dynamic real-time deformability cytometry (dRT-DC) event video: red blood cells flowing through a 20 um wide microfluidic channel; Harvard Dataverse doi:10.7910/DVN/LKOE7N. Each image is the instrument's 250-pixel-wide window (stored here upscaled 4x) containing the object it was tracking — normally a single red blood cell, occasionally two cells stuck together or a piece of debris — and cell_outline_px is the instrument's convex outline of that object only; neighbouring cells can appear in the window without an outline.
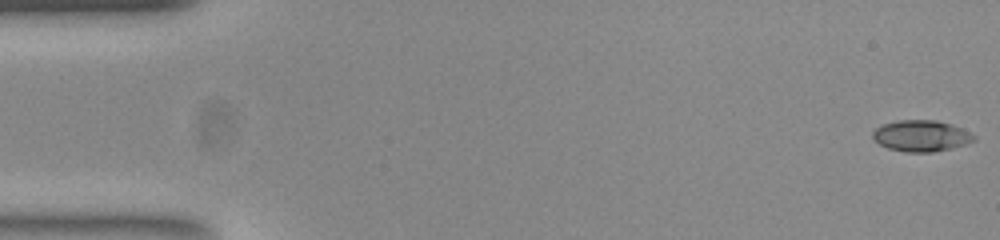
{"species": "common noctule bat (a hibernating species)", "species_latin": "Nyctalus noctula", "temperature_condition": "room temperature", "stored_images_in_passage": 45, "camera_frame_rate_fps": 3000, "um_per_image_px": 0.085, "animal": {"sex": "female", "body_mass_g": 23.0, "forearm_length_mm": 53.4}, "frame": {"image": 1, "passage_image": 1, "time_ms": 0.0, "image_size_px": [1000, 240], "cell_outline_px": [[976, 140], [952, 148], [932, 152], [904, 152], [888, 148], [880, 144], [872, 136], [872, 132], [880, 124], [896, 120], [936, 120], [952, 124], [976, 136]], "centroid_in_image_um": [78.28, 11.54], "position_along_channel_um": 6.7, "area_um2": 18.44}}
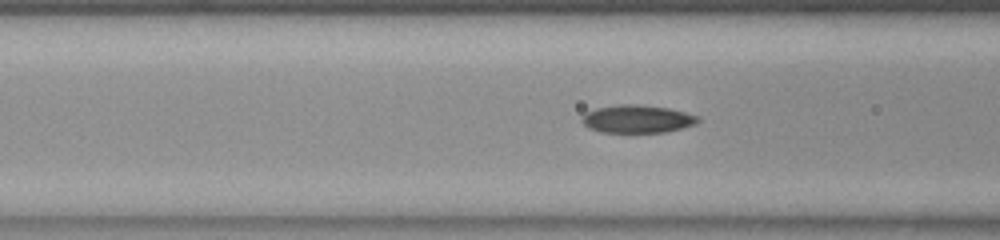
{"frame": {"image": 2, "passage_image": 20, "time_ms": 6.333, "image_size_px": [1000, 240], "cell_outline_px": [[700, 120], [696, 124], [664, 132], [604, 132], [588, 128], [580, 120], [584, 112], [596, 108], [620, 104], [632, 104], [668, 108], [684, 112], [696, 116]], "centroid_in_image_um": [54.11, 10.11], "position_along_channel_um": 112.5, "area_um2": 18.67}}
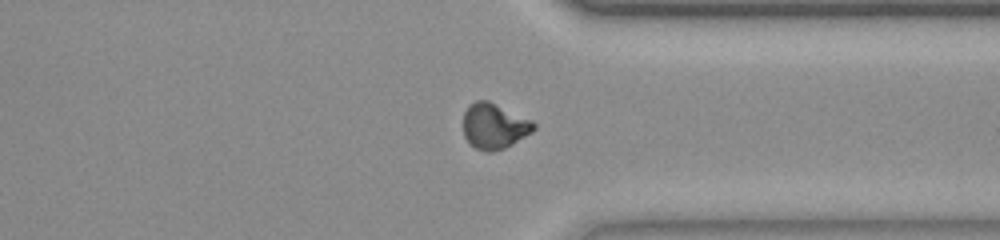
{"frame": {"image": 3, "passage_image": 40, "time_ms": 13.0, "image_size_px": [1000, 240], "cell_outline_px": [[536, 128], [532, 132], [512, 144], [504, 148], [492, 152], [488, 152], [476, 148], [468, 144], [464, 136], [464, 112], [468, 104], [476, 100], [488, 100], [532, 120], [536, 124]], "centroid_in_image_um": [41.99, 10.71], "position_along_channel_um": 369.4, "area_um2": 18.84}, "authors_computed_cell_mechanics": {"area_um2": 18.4382, "velocity_mm_per_s": 3.8867, "shape_relaxation_time_tau1_ms": 9.4982, "shape_relaxation_time_tau2_ms": 3.1779, "deformation_change_tau1": 0.2231, "deformation_change_tau2": 0.0782}}